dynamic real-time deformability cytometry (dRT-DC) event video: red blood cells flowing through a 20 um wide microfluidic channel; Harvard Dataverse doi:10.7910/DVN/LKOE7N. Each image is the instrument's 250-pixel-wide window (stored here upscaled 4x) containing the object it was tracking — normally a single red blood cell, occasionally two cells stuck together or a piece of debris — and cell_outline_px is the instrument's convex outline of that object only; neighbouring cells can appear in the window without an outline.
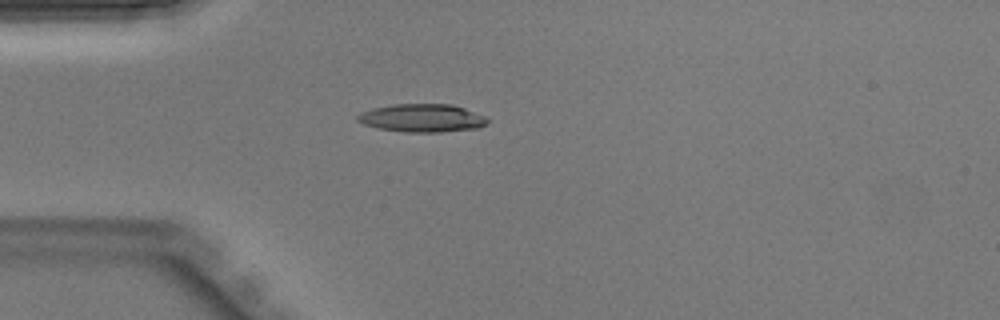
{"species": "Egyptian fruit bat (a non-hibernating species)", "species_latin": "Rousettus aegyptiacus", "temperature_condition": "warm", "stored_images_in_passage": 33, "camera_frame_rate_fps": 3000, "um_per_image_px": 0.085, "animal": {"sex": "male"}, "frame": {"image": 1, "passage_image": 1, "time_ms": 0.0, "image_size_px": [1000, 320], "cell_outline_px": [[488, 124], [480, 128], [440, 132], [404, 132], [380, 128], [364, 124], [356, 120], [356, 116], [360, 112], [372, 108], [392, 104], [452, 104], [464, 108], [484, 116], [488, 120]], "centroid_in_image_um": [35.88, 10.03], "position_along_channel_um": 49.1, "area_um2": 21.33}}
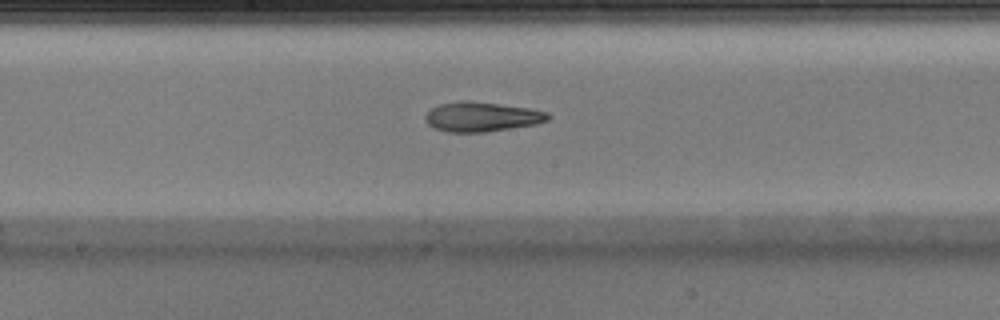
{"frame": {"image": 2, "passage_image": 12, "time_ms": 3.667, "image_size_px": [1000, 320], "cell_outline_px": [[552, 116], [548, 120], [536, 124], [484, 132], [448, 132], [436, 128], [428, 124], [424, 120], [424, 116], [432, 108], [440, 104], [460, 100], [468, 100], [528, 108], [548, 112]], "centroid_in_image_um": [40.94, 9.92], "position_along_channel_um": 207.3, "area_um2": 21.1}}
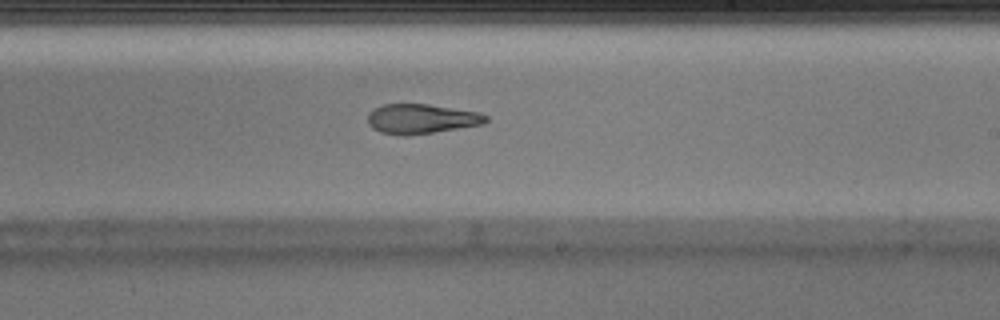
{"frame": {"image": 3, "passage_image": 15, "time_ms": 4.667, "image_size_px": [1000, 320], "cell_outline_px": [[488, 120], [484, 124], [432, 132], [404, 136], [380, 132], [372, 128], [368, 124], [368, 112], [372, 108], [384, 104], [428, 104], [480, 112], [488, 116]], "centroid_in_image_um": [35.8, 10.09], "position_along_channel_um": 253.2, "area_um2": 20.52}}